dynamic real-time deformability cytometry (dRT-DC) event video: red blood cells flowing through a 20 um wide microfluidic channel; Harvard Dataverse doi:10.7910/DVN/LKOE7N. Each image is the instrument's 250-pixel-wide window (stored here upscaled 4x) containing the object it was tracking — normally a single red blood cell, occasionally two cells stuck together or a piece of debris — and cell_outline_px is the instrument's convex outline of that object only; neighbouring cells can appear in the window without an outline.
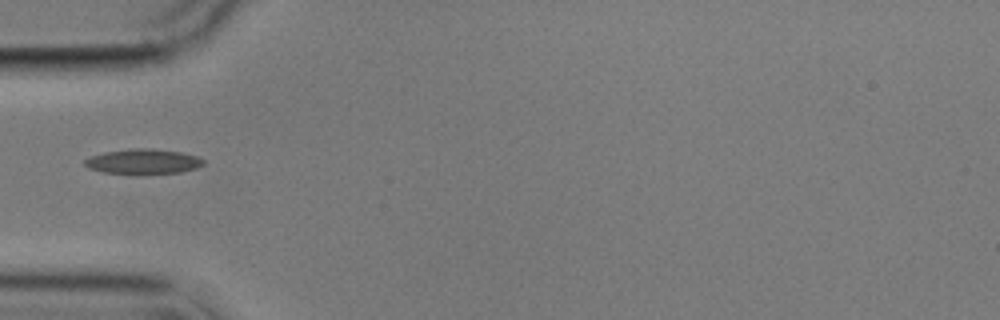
{"species": "common noctule bat (a hibernating species)", "species_latin": "Nyctalus noctula", "temperature_condition": "cold", "stored_images_in_passage": 7, "camera_frame_rate_fps": 3000, "um_per_image_px": 0.085, "animal": {"sex": "male", "body_mass_g": 17.9}, "frame": {"image": 1, "passage_image": 1, "time_ms": 0.0, "image_size_px": [1000, 320], "cell_outline_px": [[204, 164], [196, 168], [180, 172], [136, 176], [104, 172], [88, 168], [84, 164], [84, 160], [92, 156], [104, 152], [132, 148], [144, 148], [180, 152], [196, 156], [204, 160]], "centroid_in_image_um": [12.14, 13.76], "position_along_channel_um": 72.9, "area_um2": 17.63}}
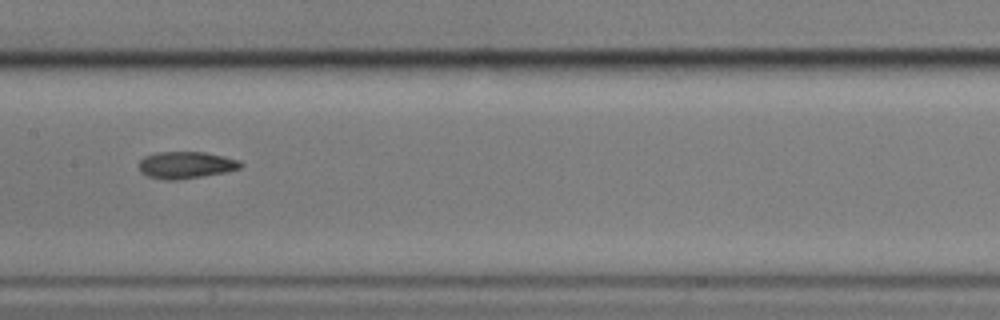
{"frame": {"image": 2, "passage_image": 4, "time_ms": 3.333, "image_size_px": [1000, 320], "cell_outline_px": [[244, 164], [240, 168], [224, 172], [176, 180], [164, 180], [148, 176], [140, 172], [140, 160], [144, 156], [160, 152], [204, 152], [224, 156], [240, 160]], "centroid_in_image_um": [15.81, 14.02], "position_along_channel_um": 191.6, "area_um2": 15.84}}
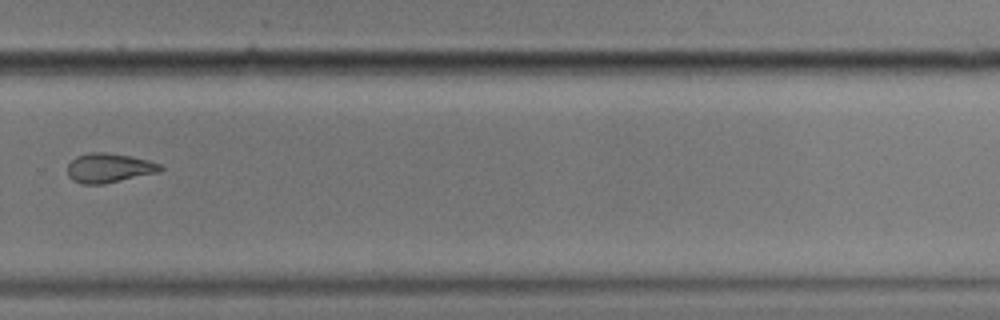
{"frame": {"image": 3, "passage_image": 7, "time_ms": 7.0, "image_size_px": [1000, 320], "cell_outline_px": [[164, 168], [160, 172], [104, 184], [84, 184], [72, 180], [68, 176], [68, 164], [76, 156], [88, 152], [104, 152], [132, 156], [148, 160], [160, 164]], "centroid_in_image_um": [9.27, 14.27], "position_along_channel_um": 320.5, "area_um2": 16.01}}